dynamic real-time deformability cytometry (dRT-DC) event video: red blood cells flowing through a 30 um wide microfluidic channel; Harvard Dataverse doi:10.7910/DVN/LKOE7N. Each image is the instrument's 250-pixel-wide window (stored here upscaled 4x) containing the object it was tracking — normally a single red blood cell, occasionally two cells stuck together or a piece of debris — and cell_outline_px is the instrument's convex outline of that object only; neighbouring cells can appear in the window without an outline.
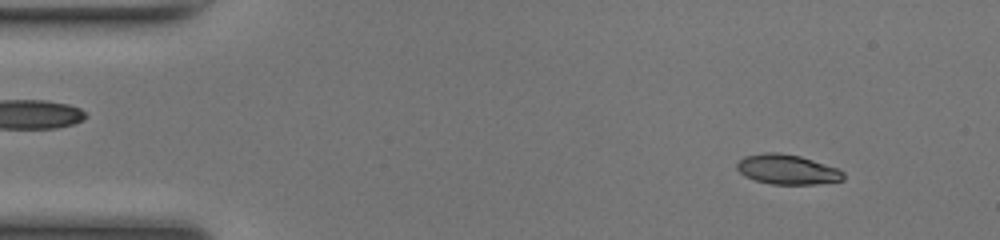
{"species": "common noctule bat (a hibernating species)", "species_latin": "Nyctalus noctula", "temperature_condition": "room temperature", "stored_images_in_passage": 49, "camera_frame_rate_fps": 3000, "um_per_image_px": 0.085, "animal": {"sex": "female", "body_mass_g": 17.0, "forearm_length_mm": 48.0}, "frame": {"image": 1, "passage_image": 5, "time_ms": 1.333, "image_size_px": [1000, 240], "cell_outline_px": [[844, 180], [816, 184], [772, 184], [756, 180], [744, 176], [736, 168], [736, 164], [744, 156], [764, 152], [776, 152], [800, 156], [840, 168], [844, 172]], "centroid_in_image_um": [66.94, 14.4], "position_along_channel_um": 18.1, "area_um2": 18.61}}
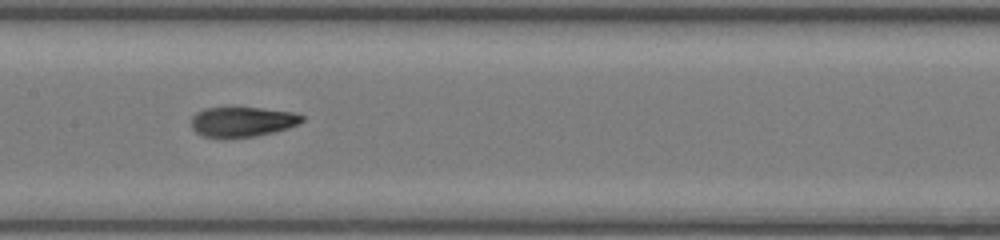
{"frame": {"image": 2, "passage_image": 24, "time_ms": 7.667, "image_size_px": [1000, 240], "cell_outline_px": [[304, 120], [288, 128], [256, 136], [204, 136], [196, 132], [192, 128], [192, 116], [196, 112], [204, 108], [260, 108], [292, 112], [304, 116]], "centroid_in_image_um": [20.6, 10.33], "position_along_channel_um": 186.8, "area_um2": 18.79}}
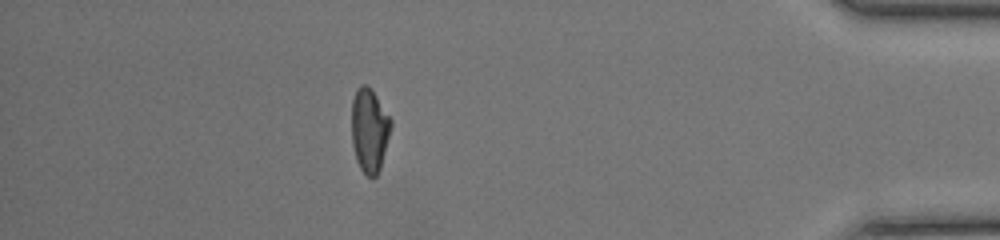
{"frame": {"image": 3, "passage_image": 43, "time_ms": 14.0, "image_size_px": [1000, 240], "cell_outline_px": [[392, 124], [380, 168], [376, 176], [372, 180], [360, 168], [356, 160], [352, 144], [352, 100], [356, 88], [360, 84], [368, 84], [372, 88], [392, 120]], "centroid_in_image_um": [31.39, 11.03], "position_along_channel_um": 403.8, "area_um2": 19.42}, "authors_computed_cell_mechanics": {"area_um2": 19.363, "velocity_mm_per_s": 4.2199, "shape_relaxation_time_tau1_ms": 4.5686, "shape_relaxation_time_tau2_ms": 1.7423, "deformation_change_tau1": 0.2209, "deformation_change_tau2": 0.0815}}